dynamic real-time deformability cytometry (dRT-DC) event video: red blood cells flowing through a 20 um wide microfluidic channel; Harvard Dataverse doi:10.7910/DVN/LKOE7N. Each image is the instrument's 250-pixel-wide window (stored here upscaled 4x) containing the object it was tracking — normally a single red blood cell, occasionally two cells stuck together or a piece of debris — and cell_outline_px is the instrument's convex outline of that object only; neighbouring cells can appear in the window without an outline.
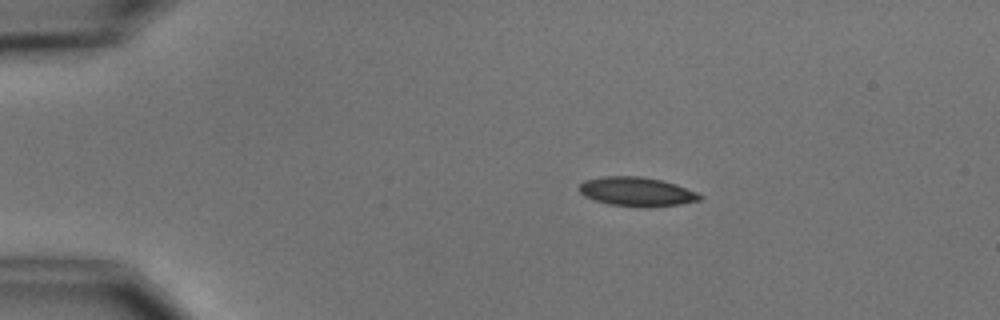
{"species": "common noctule bat (a hibernating species)", "species_latin": "Nyctalus noctula", "temperature_condition": "cold", "stored_images_in_passage": 2, "camera_frame_rate_fps": 3000, "um_per_image_px": 0.085, "animal": {"sex": "male", "body_mass_g": 15.6}, "frame": {"image": 1, "passage_image": 1, "time_ms": 0.0, "image_size_px": [1000, 320], "cell_outline_px": [[704, 196], [700, 200], [680, 204], [648, 208], [640, 208], [608, 204], [584, 196], [576, 188], [584, 180], [604, 176], [640, 176], [660, 180], [676, 184], [696, 192]], "centroid_in_image_um": [54.1, 16.3], "position_along_channel_um": 30.9, "area_um2": 20.69}}